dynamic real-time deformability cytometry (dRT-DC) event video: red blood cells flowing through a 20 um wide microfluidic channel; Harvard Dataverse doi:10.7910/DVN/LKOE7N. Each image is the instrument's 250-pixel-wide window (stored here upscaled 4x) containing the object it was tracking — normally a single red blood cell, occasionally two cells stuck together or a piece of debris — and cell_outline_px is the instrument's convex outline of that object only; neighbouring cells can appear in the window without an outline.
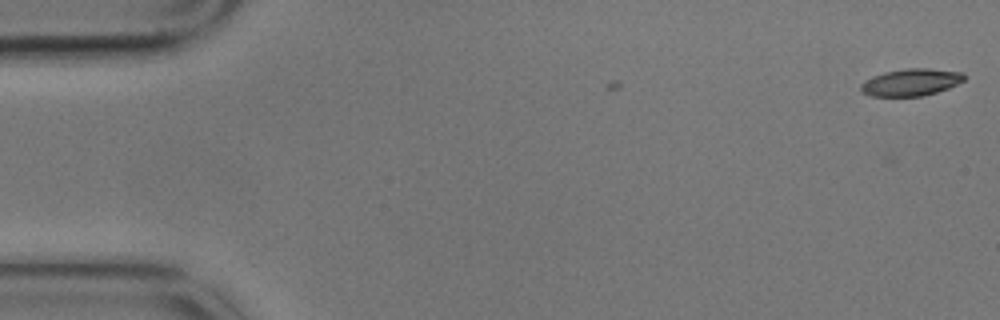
{"species": "common noctule bat (a hibernating species)", "species_latin": "Nyctalus noctula", "temperature_condition": "cold", "stored_images_in_passage": 2, "camera_frame_rate_fps": 3000, "um_per_image_px": 0.085, "animal": {"sex": "male", "body_mass_g": 17.9}, "frame": {"image": 1, "passage_image": 2, "time_ms": 0.333, "image_size_px": [1000, 320], "cell_outline_px": [[968, 76], [964, 80], [948, 88], [936, 92], [920, 96], [872, 96], [864, 92], [860, 88], [860, 84], [872, 76], [884, 72], [904, 68], [928, 68], [964, 72]], "centroid_in_image_um": [77.47, 6.97], "position_along_channel_um": 7.5, "area_um2": 16.36}}